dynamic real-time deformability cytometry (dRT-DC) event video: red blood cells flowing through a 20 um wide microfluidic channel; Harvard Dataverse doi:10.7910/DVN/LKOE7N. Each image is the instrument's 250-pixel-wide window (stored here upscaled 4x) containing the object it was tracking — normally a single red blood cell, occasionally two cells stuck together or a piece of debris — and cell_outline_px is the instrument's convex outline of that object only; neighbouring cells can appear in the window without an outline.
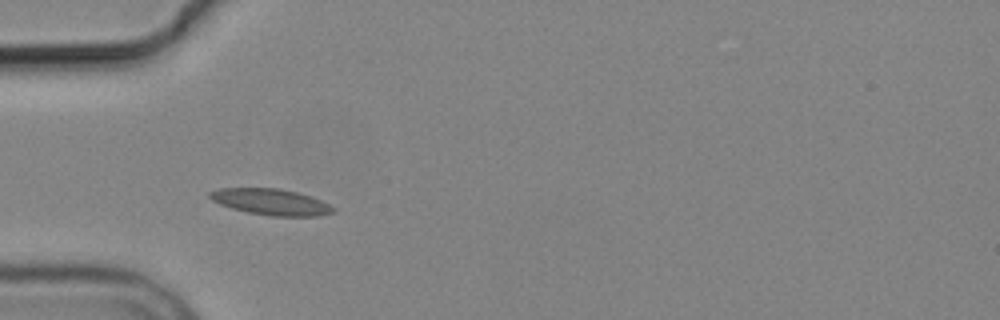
{"species": "common noctule bat (a hibernating species)", "species_latin": "Nyctalus noctula", "temperature_condition": "cold", "stored_images_in_passage": 5, "camera_frame_rate_fps": 3000, "um_per_image_px": 0.085, "animal": {"sex": "male", "body_mass_g": 19.2, "forearm_length_mm": 51.8}, "frame": {"image": 1, "passage_image": 5, "time_ms": 4.667, "image_size_px": [1000, 320], "cell_outline_px": [[336, 212], [320, 216], [272, 216], [248, 212], [232, 208], [220, 204], [212, 200], [208, 196], [208, 192], [220, 188], [280, 188], [312, 196], [336, 208]], "centroid_in_image_um": [23.06, 17.16], "position_along_channel_um": 61.9, "area_um2": 18.9}}